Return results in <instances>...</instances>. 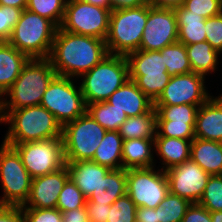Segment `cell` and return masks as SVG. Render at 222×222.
Segmentation results:
<instances>
[{
  "instance_id": "1",
  "label": "cell",
  "mask_w": 222,
  "mask_h": 222,
  "mask_svg": "<svg viewBox=\"0 0 222 222\" xmlns=\"http://www.w3.org/2000/svg\"><path fill=\"white\" fill-rule=\"evenodd\" d=\"M109 55L105 40L57 29L48 57L58 76L80 78Z\"/></svg>"
},
{
  "instance_id": "2",
  "label": "cell",
  "mask_w": 222,
  "mask_h": 222,
  "mask_svg": "<svg viewBox=\"0 0 222 222\" xmlns=\"http://www.w3.org/2000/svg\"><path fill=\"white\" fill-rule=\"evenodd\" d=\"M8 131L4 136L5 144H22L62 138V126L56 117L41 105L4 111Z\"/></svg>"
},
{
  "instance_id": "3",
  "label": "cell",
  "mask_w": 222,
  "mask_h": 222,
  "mask_svg": "<svg viewBox=\"0 0 222 222\" xmlns=\"http://www.w3.org/2000/svg\"><path fill=\"white\" fill-rule=\"evenodd\" d=\"M56 75L48 58L29 59L18 78L3 94L4 111L40 105L44 92ZM7 97L10 99L7 100Z\"/></svg>"
},
{
  "instance_id": "4",
  "label": "cell",
  "mask_w": 222,
  "mask_h": 222,
  "mask_svg": "<svg viewBox=\"0 0 222 222\" xmlns=\"http://www.w3.org/2000/svg\"><path fill=\"white\" fill-rule=\"evenodd\" d=\"M80 78V88L86 105L106 101L129 79L126 56L107 55Z\"/></svg>"
},
{
  "instance_id": "5",
  "label": "cell",
  "mask_w": 222,
  "mask_h": 222,
  "mask_svg": "<svg viewBox=\"0 0 222 222\" xmlns=\"http://www.w3.org/2000/svg\"><path fill=\"white\" fill-rule=\"evenodd\" d=\"M58 27L37 13L24 9L8 42L32 58H48Z\"/></svg>"
},
{
  "instance_id": "6",
  "label": "cell",
  "mask_w": 222,
  "mask_h": 222,
  "mask_svg": "<svg viewBox=\"0 0 222 222\" xmlns=\"http://www.w3.org/2000/svg\"><path fill=\"white\" fill-rule=\"evenodd\" d=\"M147 18L148 4L111 11L105 40L109 54L127 56L139 50Z\"/></svg>"
},
{
  "instance_id": "7",
  "label": "cell",
  "mask_w": 222,
  "mask_h": 222,
  "mask_svg": "<svg viewBox=\"0 0 222 222\" xmlns=\"http://www.w3.org/2000/svg\"><path fill=\"white\" fill-rule=\"evenodd\" d=\"M129 79L153 102L163 92L171 76L167 73L164 56L158 50H137L127 56Z\"/></svg>"
},
{
  "instance_id": "8",
  "label": "cell",
  "mask_w": 222,
  "mask_h": 222,
  "mask_svg": "<svg viewBox=\"0 0 222 222\" xmlns=\"http://www.w3.org/2000/svg\"><path fill=\"white\" fill-rule=\"evenodd\" d=\"M77 80L56 75L49 83L40 103L56 117L62 127L82 116L87 110L80 85H75Z\"/></svg>"
},
{
  "instance_id": "9",
  "label": "cell",
  "mask_w": 222,
  "mask_h": 222,
  "mask_svg": "<svg viewBox=\"0 0 222 222\" xmlns=\"http://www.w3.org/2000/svg\"><path fill=\"white\" fill-rule=\"evenodd\" d=\"M106 132L87 112L65 124L62 128L65 161L91 160Z\"/></svg>"
},
{
  "instance_id": "10",
  "label": "cell",
  "mask_w": 222,
  "mask_h": 222,
  "mask_svg": "<svg viewBox=\"0 0 222 222\" xmlns=\"http://www.w3.org/2000/svg\"><path fill=\"white\" fill-rule=\"evenodd\" d=\"M0 181L3 190L0 205L21 207L26 203L32 177L22 164L18 152L3 142L0 146Z\"/></svg>"
},
{
  "instance_id": "11",
  "label": "cell",
  "mask_w": 222,
  "mask_h": 222,
  "mask_svg": "<svg viewBox=\"0 0 222 222\" xmlns=\"http://www.w3.org/2000/svg\"><path fill=\"white\" fill-rule=\"evenodd\" d=\"M126 189L136 207L155 209L169 194L166 172L154 167L126 169Z\"/></svg>"
},
{
  "instance_id": "12",
  "label": "cell",
  "mask_w": 222,
  "mask_h": 222,
  "mask_svg": "<svg viewBox=\"0 0 222 222\" xmlns=\"http://www.w3.org/2000/svg\"><path fill=\"white\" fill-rule=\"evenodd\" d=\"M111 10L81 0H67L60 28L74 34L106 40Z\"/></svg>"
},
{
  "instance_id": "13",
  "label": "cell",
  "mask_w": 222,
  "mask_h": 222,
  "mask_svg": "<svg viewBox=\"0 0 222 222\" xmlns=\"http://www.w3.org/2000/svg\"><path fill=\"white\" fill-rule=\"evenodd\" d=\"M7 145L18 152L32 178L47 175L66 165L62 138Z\"/></svg>"
},
{
  "instance_id": "14",
  "label": "cell",
  "mask_w": 222,
  "mask_h": 222,
  "mask_svg": "<svg viewBox=\"0 0 222 222\" xmlns=\"http://www.w3.org/2000/svg\"><path fill=\"white\" fill-rule=\"evenodd\" d=\"M205 77L194 72L171 76L169 83L154 105L191 104L201 106L211 97L204 84L206 83Z\"/></svg>"
},
{
  "instance_id": "15",
  "label": "cell",
  "mask_w": 222,
  "mask_h": 222,
  "mask_svg": "<svg viewBox=\"0 0 222 222\" xmlns=\"http://www.w3.org/2000/svg\"><path fill=\"white\" fill-rule=\"evenodd\" d=\"M199 107L191 104L154 105L157 113L155 137L194 139Z\"/></svg>"
},
{
  "instance_id": "16",
  "label": "cell",
  "mask_w": 222,
  "mask_h": 222,
  "mask_svg": "<svg viewBox=\"0 0 222 222\" xmlns=\"http://www.w3.org/2000/svg\"><path fill=\"white\" fill-rule=\"evenodd\" d=\"M176 42H178V28L174 9L153 8L148 5V18L139 49L160 51Z\"/></svg>"
},
{
  "instance_id": "17",
  "label": "cell",
  "mask_w": 222,
  "mask_h": 222,
  "mask_svg": "<svg viewBox=\"0 0 222 222\" xmlns=\"http://www.w3.org/2000/svg\"><path fill=\"white\" fill-rule=\"evenodd\" d=\"M173 195L198 203L211 176L191 159L165 171Z\"/></svg>"
},
{
  "instance_id": "18",
  "label": "cell",
  "mask_w": 222,
  "mask_h": 222,
  "mask_svg": "<svg viewBox=\"0 0 222 222\" xmlns=\"http://www.w3.org/2000/svg\"><path fill=\"white\" fill-rule=\"evenodd\" d=\"M69 178L67 166L47 175L32 178L29 198L22 208H56L59 194Z\"/></svg>"
},
{
  "instance_id": "19",
  "label": "cell",
  "mask_w": 222,
  "mask_h": 222,
  "mask_svg": "<svg viewBox=\"0 0 222 222\" xmlns=\"http://www.w3.org/2000/svg\"><path fill=\"white\" fill-rule=\"evenodd\" d=\"M106 101L124 111L128 117L150 113L155 109L154 102L131 79L114 91Z\"/></svg>"
},
{
  "instance_id": "20",
  "label": "cell",
  "mask_w": 222,
  "mask_h": 222,
  "mask_svg": "<svg viewBox=\"0 0 222 222\" xmlns=\"http://www.w3.org/2000/svg\"><path fill=\"white\" fill-rule=\"evenodd\" d=\"M194 130L195 138L222 142V94L199 107Z\"/></svg>"
},
{
  "instance_id": "21",
  "label": "cell",
  "mask_w": 222,
  "mask_h": 222,
  "mask_svg": "<svg viewBox=\"0 0 222 222\" xmlns=\"http://www.w3.org/2000/svg\"><path fill=\"white\" fill-rule=\"evenodd\" d=\"M69 177L88 198L98 187L101 179L111 170L106 166L99 165L92 160L66 162Z\"/></svg>"
},
{
  "instance_id": "22",
  "label": "cell",
  "mask_w": 222,
  "mask_h": 222,
  "mask_svg": "<svg viewBox=\"0 0 222 222\" xmlns=\"http://www.w3.org/2000/svg\"><path fill=\"white\" fill-rule=\"evenodd\" d=\"M193 139L172 137H155L154 152L162 161L161 170L166 171L190 159L191 143Z\"/></svg>"
},
{
  "instance_id": "23",
  "label": "cell",
  "mask_w": 222,
  "mask_h": 222,
  "mask_svg": "<svg viewBox=\"0 0 222 222\" xmlns=\"http://www.w3.org/2000/svg\"><path fill=\"white\" fill-rule=\"evenodd\" d=\"M29 59L8 41H0V94L12 86Z\"/></svg>"
},
{
  "instance_id": "24",
  "label": "cell",
  "mask_w": 222,
  "mask_h": 222,
  "mask_svg": "<svg viewBox=\"0 0 222 222\" xmlns=\"http://www.w3.org/2000/svg\"><path fill=\"white\" fill-rule=\"evenodd\" d=\"M190 159L210 175H222V142L194 138Z\"/></svg>"
},
{
  "instance_id": "25",
  "label": "cell",
  "mask_w": 222,
  "mask_h": 222,
  "mask_svg": "<svg viewBox=\"0 0 222 222\" xmlns=\"http://www.w3.org/2000/svg\"><path fill=\"white\" fill-rule=\"evenodd\" d=\"M154 139L123 140V169L150 168L155 165Z\"/></svg>"
},
{
  "instance_id": "26",
  "label": "cell",
  "mask_w": 222,
  "mask_h": 222,
  "mask_svg": "<svg viewBox=\"0 0 222 222\" xmlns=\"http://www.w3.org/2000/svg\"><path fill=\"white\" fill-rule=\"evenodd\" d=\"M126 193V169H111L87 200L95 204L111 205Z\"/></svg>"
},
{
  "instance_id": "27",
  "label": "cell",
  "mask_w": 222,
  "mask_h": 222,
  "mask_svg": "<svg viewBox=\"0 0 222 222\" xmlns=\"http://www.w3.org/2000/svg\"><path fill=\"white\" fill-rule=\"evenodd\" d=\"M177 18L178 42L191 45L206 41L205 18L189 13L182 6L174 9Z\"/></svg>"
},
{
  "instance_id": "28",
  "label": "cell",
  "mask_w": 222,
  "mask_h": 222,
  "mask_svg": "<svg viewBox=\"0 0 222 222\" xmlns=\"http://www.w3.org/2000/svg\"><path fill=\"white\" fill-rule=\"evenodd\" d=\"M185 47L192 72L206 76L217 71V65L219 64L218 57L221 54L209 42H198L185 45Z\"/></svg>"
},
{
  "instance_id": "29",
  "label": "cell",
  "mask_w": 222,
  "mask_h": 222,
  "mask_svg": "<svg viewBox=\"0 0 222 222\" xmlns=\"http://www.w3.org/2000/svg\"><path fill=\"white\" fill-rule=\"evenodd\" d=\"M123 138L118 131H107L91 159L109 169H122Z\"/></svg>"
},
{
  "instance_id": "30",
  "label": "cell",
  "mask_w": 222,
  "mask_h": 222,
  "mask_svg": "<svg viewBox=\"0 0 222 222\" xmlns=\"http://www.w3.org/2000/svg\"><path fill=\"white\" fill-rule=\"evenodd\" d=\"M157 113L155 109L150 113L128 117L118 130L123 140L154 139L156 135Z\"/></svg>"
},
{
  "instance_id": "31",
  "label": "cell",
  "mask_w": 222,
  "mask_h": 222,
  "mask_svg": "<svg viewBox=\"0 0 222 222\" xmlns=\"http://www.w3.org/2000/svg\"><path fill=\"white\" fill-rule=\"evenodd\" d=\"M86 112L107 131H118L128 116L107 101L87 104Z\"/></svg>"
},
{
  "instance_id": "32",
  "label": "cell",
  "mask_w": 222,
  "mask_h": 222,
  "mask_svg": "<svg viewBox=\"0 0 222 222\" xmlns=\"http://www.w3.org/2000/svg\"><path fill=\"white\" fill-rule=\"evenodd\" d=\"M160 52L161 55L164 56L167 73L170 76L192 72L184 44L176 42L165 46Z\"/></svg>"
},
{
  "instance_id": "33",
  "label": "cell",
  "mask_w": 222,
  "mask_h": 222,
  "mask_svg": "<svg viewBox=\"0 0 222 222\" xmlns=\"http://www.w3.org/2000/svg\"><path fill=\"white\" fill-rule=\"evenodd\" d=\"M67 0H27L26 9L52 21L58 28L61 26Z\"/></svg>"
},
{
  "instance_id": "34",
  "label": "cell",
  "mask_w": 222,
  "mask_h": 222,
  "mask_svg": "<svg viewBox=\"0 0 222 222\" xmlns=\"http://www.w3.org/2000/svg\"><path fill=\"white\" fill-rule=\"evenodd\" d=\"M190 205L189 200L169 192L158 206L159 222H182Z\"/></svg>"
},
{
  "instance_id": "35",
  "label": "cell",
  "mask_w": 222,
  "mask_h": 222,
  "mask_svg": "<svg viewBox=\"0 0 222 222\" xmlns=\"http://www.w3.org/2000/svg\"><path fill=\"white\" fill-rule=\"evenodd\" d=\"M87 198L69 177L59 194L56 208L61 212L85 207Z\"/></svg>"
},
{
  "instance_id": "36",
  "label": "cell",
  "mask_w": 222,
  "mask_h": 222,
  "mask_svg": "<svg viewBox=\"0 0 222 222\" xmlns=\"http://www.w3.org/2000/svg\"><path fill=\"white\" fill-rule=\"evenodd\" d=\"M210 212L222 211V175H211L198 202Z\"/></svg>"
},
{
  "instance_id": "37",
  "label": "cell",
  "mask_w": 222,
  "mask_h": 222,
  "mask_svg": "<svg viewBox=\"0 0 222 222\" xmlns=\"http://www.w3.org/2000/svg\"><path fill=\"white\" fill-rule=\"evenodd\" d=\"M136 208L126 193L110 205L107 222H136Z\"/></svg>"
},
{
  "instance_id": "38",
  "label": "cell",
  "mask_w": 222,
  "mask_h": 222,
  "mask_svg": "<svg viewBox=\"0 0 222 222\" xmlns=\"http://www.w3.org/2000/svg\"><path fill=\"white\" fill-rule=\"evenodd\" d=\"M182 7L207 19L222 13V0H184Z\"/></svg>"
},
{
  "instance_id": "39",
  "label": "cell",
  "mask_w": 222,
  "mask_h": 222,
  "mask_svg": "<svg viewBox=\"0 0 222 222\" xmlns=\"http://www.w3.org/2000/svg\"><path fill=\"white\" fill-rule=\"evenodd\" d=\"M22 11L19 8L0 5V41H8L10 39Z\"/></svg>"
},
{
  "instance_id": "40",
  "label": "cell",
  "mask_w": 222,
  "mask_h": 222,
  "mask_svg": "<svg viewBox=\"0 0 222 222\" xmlns=\"http://www.w3.org/2000/svg\"><path fill=\"white\" fill-rule=\"evenodd\" d=\"M206 41L222 54V13L205 19Z\"/></svg>"
},
{
  "instance_id": "41",
  "label": "cell",
  "mask_w": 222,
  "mask_h": 222,
  "mask_svg": "<svg viewBox=\"0 0 222 222\" xmlns=\"http://www.w3.org/2000/svg\"><path fill=\"white\" fill-rule=\"evenodd\" d=\"M25 222H63L62 212L57 208H22Z\"/></svg>"
},
{
  "instance_id": "42",
  "label": "cell",
  "mask_w": 222,
  "mask_h": 222,
  "mask_svg": "<svg viewBox=\"0 0 222 222\" xmlns=\"http://www.w3.org/2000/svg\"><path fill=\"white\" fill-rule=\"evenodd\" d=\"M182 222H212L210 211L199 203H191Z\"/></svg>"
},
{
  "instance_id": "43",
  "label": "cell",
  "mask_w": 222,
  "mask_h": 222,
  "mask_svg": "<svg viewBox=\"0 0 222 222\" xmlns=\"http://www.w3.org/2000/svg\"><path fill=\"white\" fill-rule=\"evenodd\" d=\"M86 210L90 222H107L108 210L110 205L106 204H95L86 200Z\"/></svg>"
},
{
  "instance_id": "44",
  "label": "cell",
  "mask_w": 222,
  "mask_h": 222,
  "mask_svg": "<svg viewBox=\"0 0 222 222\" xmlns=\"http://www.w3.org/2000/svg\"><path fill=\"white\" fill-rule=\"evenodd\" d=\"M0 222H25L22 207L0 205Z\"/></svg>"
},
{
  "instance_id": "45",
  "label": "cell",
  "mask_w": 222,
  "mask_h": 222,
  "mask_svg": "<svg viewBox=\"0 0 222 222\" xmlns=\"http://www.w3.org/2000/svg\"><path fill=\"white\" fill-rule=\"evenodd\" d=\"M62 221L63 222H90L86 207L63 211Z\"/></svg>"
},
{
  "instance_id": "46",
  "label": "cell",
  "mask_w": 222,
  "mask_h": 222,
  "mask_svg": "<svg viewBox=\"0 0 222 222\" xmlns=\"http://www.w3.org/2000/svg\"><path fill=\"white\" fill-rule=\"evenodd\" d=\"M135 219L136 222H159L158 206L155 209L137 207Z\"/></svg>"
},
{
  "instance_id": "47",
  "label": "cell",
  "mask_w": 222,
  "mask_h": 222,
  "mask_svg": "<svg viewBox=\"0 0 222 222\" xmlns=\"http://www.w3.org/2000/svg\"><path fill=\"white\" fill-rule=\"evenodd\" d=\"M147 4V0H110L111 11L137 8Z\"/></svg>"
},
{
  "instance_id": "48",
  "label": "cell",
  "mask_w": 222,
  "mask_h": 222,
  "mask_svg": "<svg viewBox=\"0 0 222 222\" xmlns=\"http://www.w3.org/2000/svg\"><path fill=\"white\" fill-rule=\"evenodd\" d=\"M153 8L176 9L184 4V0H147Z\"/></svg>"
},
{
  "instance_id": "49",
  "label": "cell",
  "mask_w": 222,
  "mask_h": 222,
  "mask_svg": "<svg viewBox=\"0 0 222 222\" xmlns=\"http://www.w3.org/2000/svg\"><path fill=\"white\" fill-rule=\"evenodd\" d=\"M0 5L24 10L27 6V0H0Z\"/></svg>"
},
{
  "instance_id": "50",
  "label": "cell",
  "mask_w": 222,
  "mask_h": 222,
  "mask_svg": "<svg viewBox=\"0 0 222 222\" xmlns=\"http://www.w3.org/2000/svg\"><path fill=\"white\" fill-rule=\"evenodd\" d=\"M81 1L111 10L110 0H81Z\"/></svg>"
},
{
  "instance_id": "51",
  "label": "cell",
  "mask_w": 222,
  "mask_h": 222,
  "mask_svg": "<svg viewBox=\"0 0 222 222\" xmlns=\"http://www.w3.org/2000/svg\"><path fill=\"white\" fill-rule=\"evenodd\" d=\"M212 222H222V211L210 212Z\"/></svg>"
},
{
  "instance_id": "52",
  "label": "cell",
  "mask_w": 222,
  "mask_h": 222,
  "mask_svg": "<svg viewBox=\"0 0 222 222\" xmlns=\"http://www.w3.org/2000/svg\"><path fill=\"white\" fill-rule=\"evenodd\" d=\"M0 123H5V114H4V107H3V95L0 94Z\"/></svg>"
}]
</instances>
